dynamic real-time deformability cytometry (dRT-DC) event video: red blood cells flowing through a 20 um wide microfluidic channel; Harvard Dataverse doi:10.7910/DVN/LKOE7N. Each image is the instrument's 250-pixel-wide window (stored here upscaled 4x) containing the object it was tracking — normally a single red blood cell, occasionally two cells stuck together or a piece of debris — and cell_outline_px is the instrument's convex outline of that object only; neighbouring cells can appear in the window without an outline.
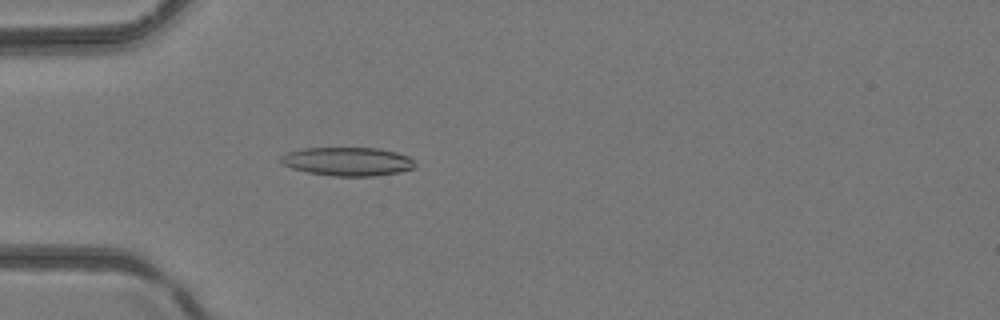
{"species": "common noctule bat (a hibernating species)", "species_latin": "Nyctalus noctula", "temperature_condition": "room temperature", "stored_images_in_passage": 2, "camera_frame_rate_fps": 3000, "um_per_image_px": 0.085, "animal": {"sex": "female", "body_mass_g": 24.6, "forearm_length_mm": 56.2}, "frame": {"image": 1, "passage_image": 2, "time_ms": 0.333, "image_size_px": [1000, 320], "cell_outline_px": [[416, 164], [412, 168], [396, 172], [372, 176], [332, 176], [308, 172], [292, 168], [284, 164], [280, 160], [280, 156], [288, 152], [304, 148], [376, 148], [396, 152], [408, 156]], "centroid_in_image_um": [29.52, 13.72], "position_along_channel_um": 55.5, "area_um2": 22.08}}